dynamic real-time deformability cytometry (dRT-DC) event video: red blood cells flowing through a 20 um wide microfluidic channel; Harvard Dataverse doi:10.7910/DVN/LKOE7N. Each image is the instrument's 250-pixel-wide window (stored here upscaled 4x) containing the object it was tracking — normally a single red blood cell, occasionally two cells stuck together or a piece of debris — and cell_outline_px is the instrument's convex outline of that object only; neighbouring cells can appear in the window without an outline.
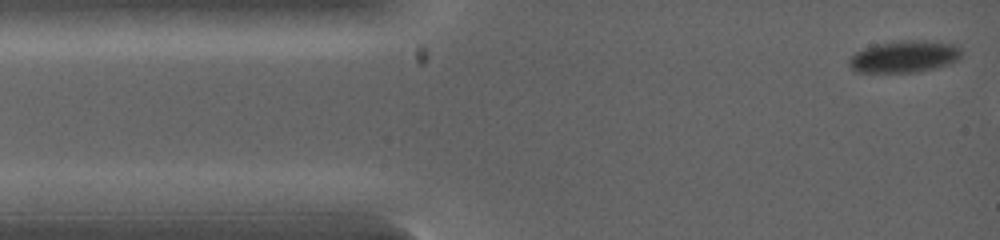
{"species": "common noctule bat (a hibernating species)", "species_latin": "Nyctalus noctula", "temperature_condition": "warm", "stored_images_in_passage": 4, "camera_frame_rate_fps": 5000, "um_per_image_px": 0.085, "animal": {"sex": "female", "body_mass_g": 19.0, "forearm_length_mm": 53.3}, "frame": {"image": 1, "passage_image": 1, "time_ms": 0.0, "image_size_px": [1000, 240], "cell_outline_px": [[964, 52], [960, 60], [936, 68], [916, 72], [856, 72], [848, 64], [848, 60], [856, 52], [864, 48], [876, 44], [892, 40], [924, 40], [960, 44]], "centroid_in_image_um": [76.95, 4.79], "position_along_channel_um": 8.0, "area_um2": 21.44}}